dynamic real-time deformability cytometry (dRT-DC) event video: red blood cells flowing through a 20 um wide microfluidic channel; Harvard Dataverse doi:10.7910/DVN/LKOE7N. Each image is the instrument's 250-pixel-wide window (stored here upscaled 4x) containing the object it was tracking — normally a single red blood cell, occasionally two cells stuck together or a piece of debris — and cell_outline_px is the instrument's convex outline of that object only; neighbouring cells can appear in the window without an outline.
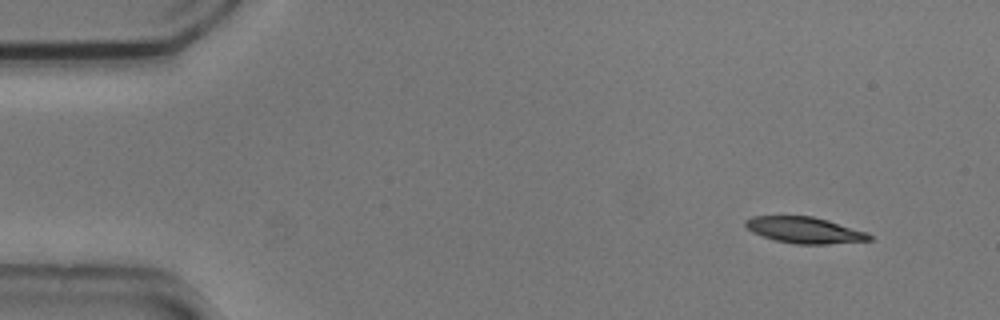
{"species": "common noctule bat (a hibernating species)", "species_latin": "Nyctalus noctula", "temperature_condition": "cold", "stored_images_in_passage": 14, "camera_frame_rate_fps": 3000, "um_per_image_px": 0.085, "animal": {"sex": "male", "body_mass_g": 20.5, "forearm_length_mm": 52.5}, "frame": {"image": 1, "passage_image": 1, "time_ms": 0.0, "image_size_px": [1000, 320], "cell_outline_px": [[872, 240], [828, 244], [796, 244], [776, 240], [752, 232], [744, 224], [744, 220], [752, 216], [812, 216], [828, 220], [868, 232], [872, 236]], "centroid_in_image_um": [68.41, 19.55], "position_along_channel_um": 16.6, "area_um2": 18.9}}
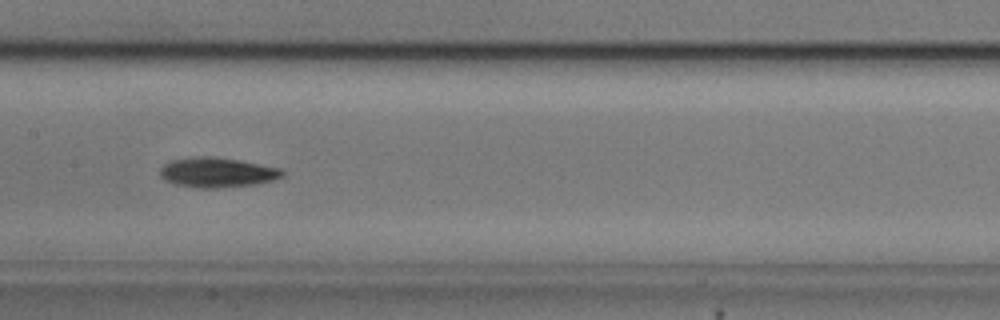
{"frame": {"image": 2, "passage_image": 7, "time_ms": 2.0, "image_size_px": [1000, 320], "cell_outline_px": [[284, 176], [272, 180], [256, 184], [220, 188], [200, 188], [172, 184], [164, 180], [160, 176], [160, 168], [164, 164], [172, 160], [196, 156], [216, 156], [280, 168], [284, 172]], "centroid_in_image_um": [18.42, 14.66], "position_along_channel_um": 189.0, "area_um2": 21.39}}
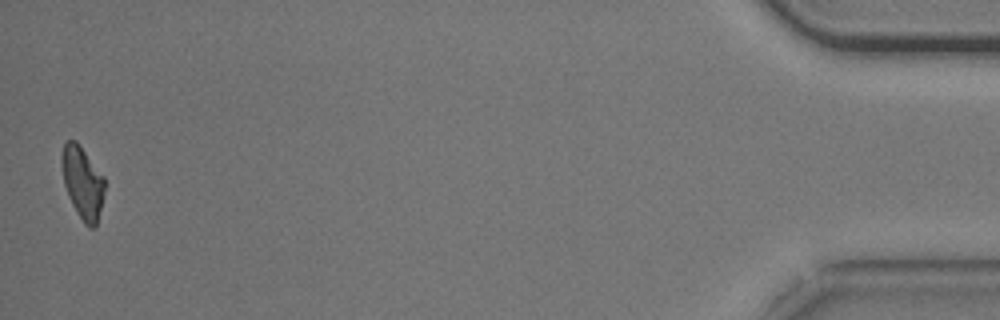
{"frame": {"image": 3, "passage_image": 14, "time_ms": 4.333, "image_size_px": [1000, 320], "cell_outline_px": [[104, 192], [96, 224], [92, 228], [88, 228], [84, 224], [76, 212], [68, 196], [64, 184], [60, 160], [60, 156], [64, 144], [68, 140], [76, 140], [104, 176]], "centroid_in_image_um": [6.99, 15.5], "position_along_channel_um": 428.2, "area_um2": 18.03}}